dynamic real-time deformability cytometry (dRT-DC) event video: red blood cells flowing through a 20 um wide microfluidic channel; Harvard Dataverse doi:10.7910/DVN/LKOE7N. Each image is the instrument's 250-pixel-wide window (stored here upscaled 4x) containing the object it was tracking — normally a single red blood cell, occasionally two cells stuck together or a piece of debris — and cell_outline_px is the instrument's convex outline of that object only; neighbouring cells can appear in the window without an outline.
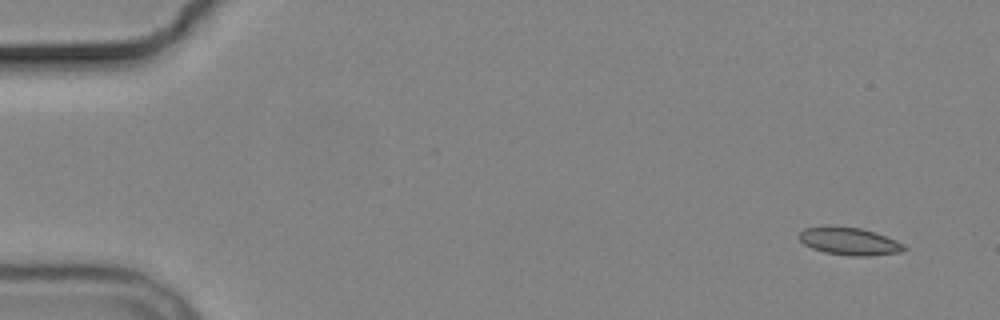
{"species": "common noctule bat (a hibernating species)", "species_latin": "Nyctalus noctula", "temperature_condition": "cold", "stored_images_in_passage": 6, "camera_frame_rate_fps": 3000, "um_per_image_px": 0.085, "animal": {"sex": "male", "body_mass_g": 19.2, "forearm_length_mm": 51.8}, "frame": {"image": 1, "passage_image": 1, "time_ms": 0.0, "image_size_px": [1000, 320], "cell_outline_px": [[908, 248], [900, 252], [868, 256], [852, 256], [824, 252], [812, 248], [804, 244], [800, 240], [800, 232], [804, 228], [860, 228], [876, 232], [904, 244]], "centroid_in_image_um": [72.25, 20.54], "position_along_channel_um": 12.7, "area_um2": 16.3}}
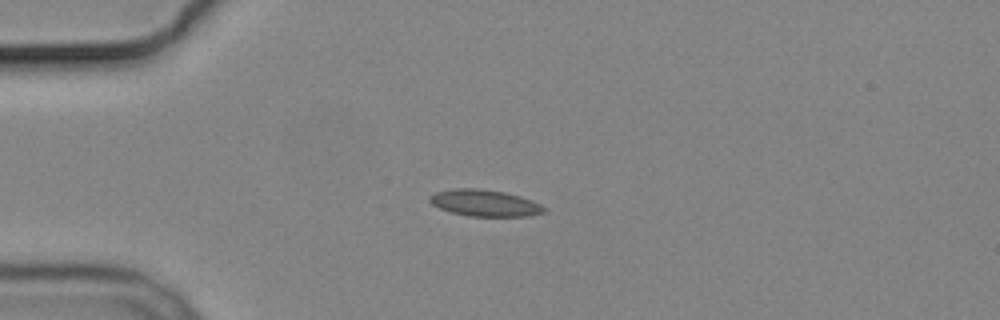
{"frame": {"image": 2, "passage_image": 4, "time_ms": 3.667, "image_size_px": [1000, 320], "cell_outline_px": [[544, 212], [528, 216], [468, 216], [452, 212], [440, 208], [432, 204], [428, 200], [428, 196], [436, 192], [452, 188], [476, 188], [504, 192], [520, 196], [532, 200], [540, 204], [544, 208]], "centroid_in_image_um": [41.16, 17.25], "position_along_channel_um": 43.8, "area_um2": 17.63}}
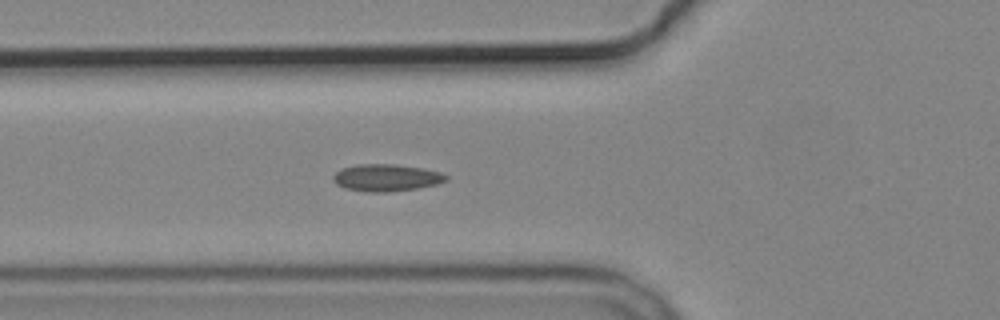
{"frame": {"image": 3, "passage_image": 6, "time_ms": 5.667, "image_size_px": [1000, 320], "cell_outline_px": [[448, 180], [436, 184], [416, 188], [388, 192], [368, 192], [344, 188], [336, 184], [332, 180], [332, 176], [340, 168], [356, 164], [396, 164], [424, 168], [440, 172], [448, 176]], "centroid_in_image_um": [32.81, 15.09], "position_along_channel_um": 93.0, "area_um2": 17.98}}